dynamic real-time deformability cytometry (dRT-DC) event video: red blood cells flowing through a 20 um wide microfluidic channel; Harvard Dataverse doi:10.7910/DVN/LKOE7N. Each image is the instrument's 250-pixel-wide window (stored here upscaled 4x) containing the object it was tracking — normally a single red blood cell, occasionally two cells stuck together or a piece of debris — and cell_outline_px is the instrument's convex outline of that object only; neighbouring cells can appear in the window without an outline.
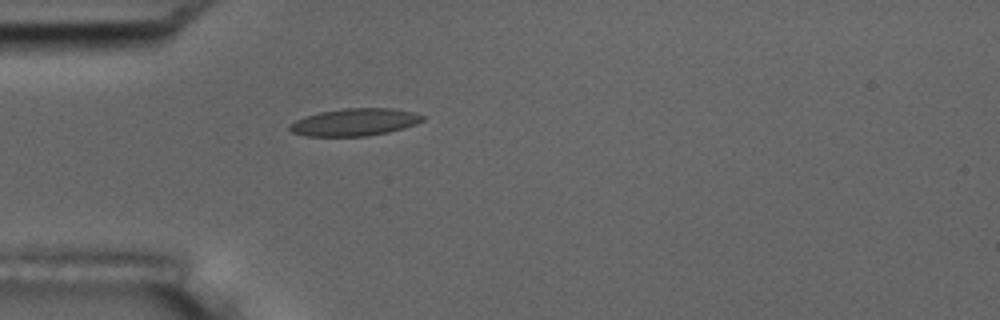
{"species": "common noctule bat (a hibernating species)", "species_latin": "Nyctalus noctula", "temperature_condition": "room temperature", "stored_images_in_passage": 4, "camera_frame_rate_fps": 3000, "um_per_image_px": 0.085, "animal": {"sex": "male", "body_mass_g": 17.5, "forearm_length_mm": 52.3}, "frame": {"image": 1, "passage_image": 4, "time_ms": 3.333, "image_size_px": [1000, 320], "cell_outline_px": [[424, 120], [416, 124], [388, 132], [368, 136], [304, 136], [292, 132], [288, 128], [296, 120], [304, 116], [320, 112], [344, 108], [392, 108], [412, 112], [424, 116]], "centroid_in_image_um": [30.14, 10.38], "position_along_channel_um": 54.9, "area_um2": 21.1}}